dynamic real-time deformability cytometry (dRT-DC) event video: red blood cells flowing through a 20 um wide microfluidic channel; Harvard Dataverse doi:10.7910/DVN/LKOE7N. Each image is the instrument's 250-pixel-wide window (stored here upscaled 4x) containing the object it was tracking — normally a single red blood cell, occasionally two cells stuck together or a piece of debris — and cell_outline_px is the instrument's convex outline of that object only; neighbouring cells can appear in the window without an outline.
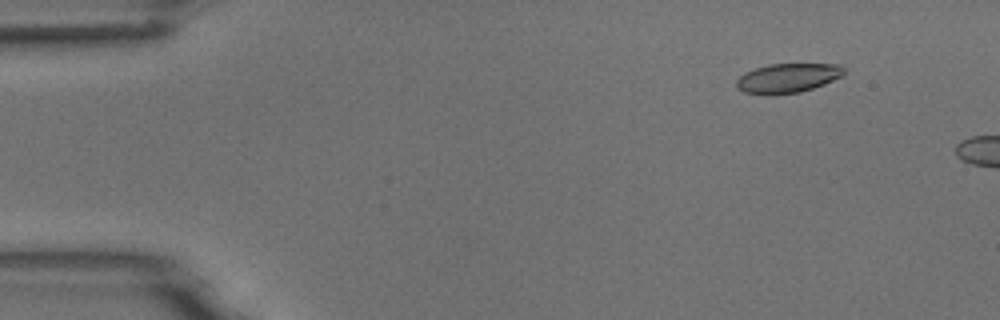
{"species": "common noctule bat (a hibernating species)", "species_latin": "Nyctalus noctula", "temperature_condition": "room temperature", "stored_images_in_passage": 2, "camera_frame_rate_fps": 3000, "um_per_image_px": 0.085, "animal": {"sex": "male", "body_mass_g": 18.8}, "frame": {"image": 1, "passage_image": 1, "time_ms": 0.0, "image_size_px": [1000, 320], "cell_outline_px": [[844, 76], [824, 84], [800, 92], [744, 92], [736, 88], [736, 80], [744, 72], [768, 64], [840, 64], [844, 68]], "centroid_in_image_um": [67.0, 6.59], "position_along_channel_um": 18.0, "area_um2": 17.86}}